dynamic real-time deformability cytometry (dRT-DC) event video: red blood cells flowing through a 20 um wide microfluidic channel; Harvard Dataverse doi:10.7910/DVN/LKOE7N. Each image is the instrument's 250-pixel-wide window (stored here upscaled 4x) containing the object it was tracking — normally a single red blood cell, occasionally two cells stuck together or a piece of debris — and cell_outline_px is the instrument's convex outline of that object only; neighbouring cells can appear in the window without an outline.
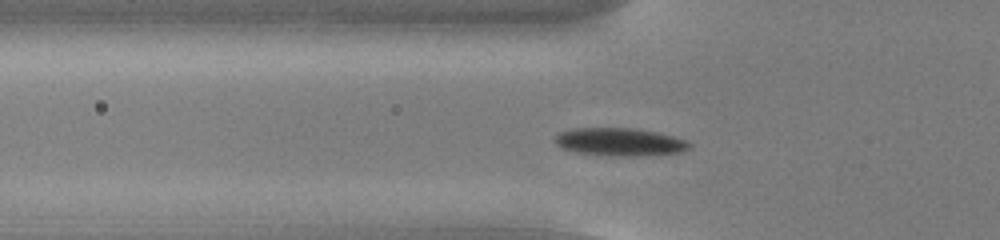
{"species": "common noctule bat (a hibernating species)", "species_latin": "Nyctalus noctula", "temperature_condition": "cold", "stored_images_in_passage": 50, "camera_frame_rate_fps": 3000, "um_per_image_px": 0.085, "animal": {"sex": "male", "body_mass_g": 13.0, "forearm_length_mm": 53.1}, "frame": {"image": 1, "passage_image": 14, "time_ms": 4.333, "image_size_px": [1000, 240], "cell_outline_px": [[692, 148], [680, 152], [636, 156], [608, 156], [580, 152], [560, 148], [556, 144], [556, 136], [560, 132], [576, 128], [636, 128], [660, 132], [684, 140], [692, 144]], "centroid_in_image_um": [52.71, 12.06], "position_along_channel_um": 73.1, "area_um2": 21.85}}
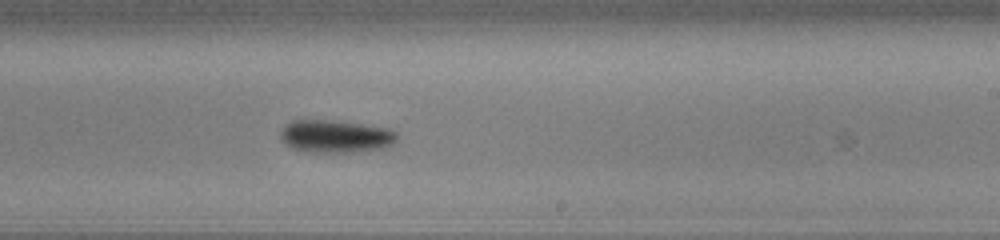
{"frame": {"image": 2, "passage_image": 29, "time_ms": 9.333, "image_size_px": [1000, 240], "cell_outline_px": [[396, 140], [392, 144], [384, 148], [360, 152], [308, 152], [292, 148], [284, 144], [280, 136], [280, 132], [284, 124], [292, 120], [332, 120], [388, 128], [396, 132]], "centroid_in_image_um": [28.49, 11.59], "position_along_channel_um": 260.5, "area_um2": 22.37}}
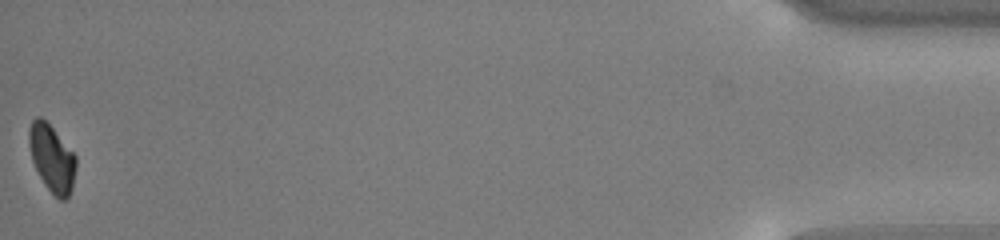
{"frame": {"image": 3, "passage_image": 50, "time_ms": 16.333, "image_size_px": [1000, 240], "cell_outline_px": [[76, 168], [72, 188], [68, 196], [64, 200], [60, 200], [44, 184], [32, 160], [28, 144], [28, 132], [32, 120], [36, 116], [40, 116], [52, 128], [76, 156]], "centroid_in_image_um": [4.4, 13.44], "position_along_channel_um": 430.8, "area_um2": 18.09}, "authors_computed_cell_mechanics": {"area_um2": 20.7502, "velocity_mm_per_s": 3.761, "shape_relaxation_time_tau1_ms": 1.7573, "shape_relaxation_time_tau2_ms": null, "deformation_change_tau1": 0.0839, "deformation_change_tau2": null}}